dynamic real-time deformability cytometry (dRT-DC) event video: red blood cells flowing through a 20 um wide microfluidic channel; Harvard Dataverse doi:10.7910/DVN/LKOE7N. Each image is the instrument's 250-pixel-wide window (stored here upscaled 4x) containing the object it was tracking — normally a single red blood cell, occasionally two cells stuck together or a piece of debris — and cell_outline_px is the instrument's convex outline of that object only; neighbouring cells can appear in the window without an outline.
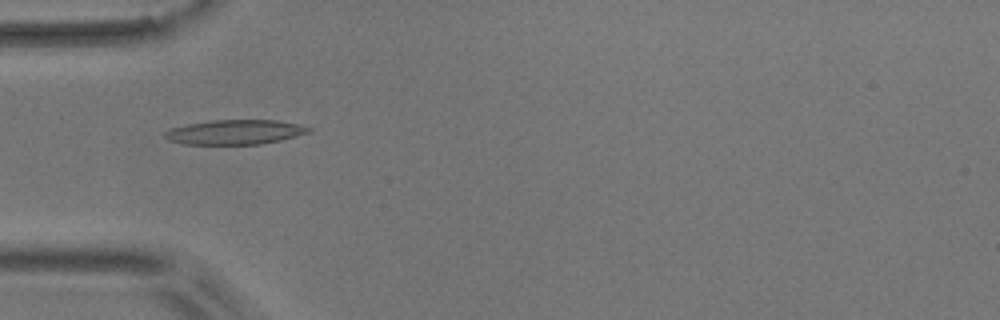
{"species": "common noctule bat (a hibernating species)", "species_latin": "Nyctalus noctula", "temperature_condition": "room temperature", "stored_images_in_passage": 47, "camera_frame_rate_fps": 3000, "um_per_image_px": 0.085, "animal": {"sex": "male", "body_mass_g": 17.9}, "frame": {"image": 1, "passage_image": 10, "time_ms": 3.0, "image_size_px": [1000, 320], "cell_outline_px": [[312, 132], [280, 140], [260, 144], [184, 144], [168, 140], [164, 136], [164, 132], [172, 128], [188, 124], [208, 120], [276, 120], [296, 124], [312, 128]], "centroid_in_image_um": [19.97, 11.23], "position_along_channel_um": 65.0, "area_um2": 20.58}}
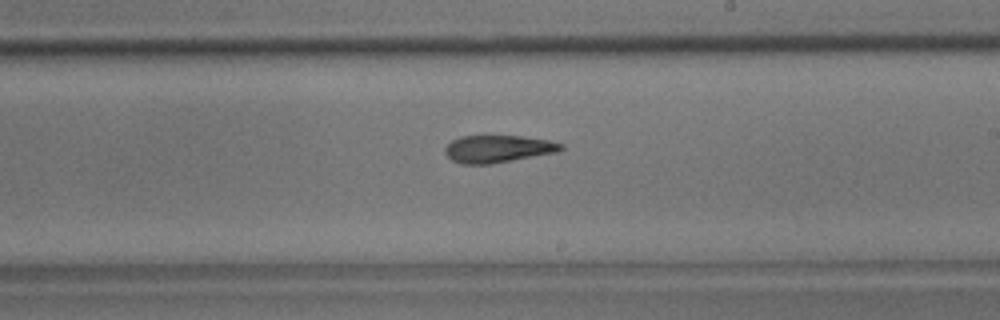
{"frame": {"image": 2, "passage_image": 25, "time_ms": 8.0, "image_size_px": [1000, 320], "cell_outline_px": [[564, 148], [560, 152], [492, 164], [460, 164], [452, 160], [444, 152], [444, 148], [452, 140], [460, 136], [520, 136], [548, 140], [564, 144]], "centroid_in_image_um": [42.35, 12.66], "position_along_channel_um": 246.7, "area_um2": 18.67}}
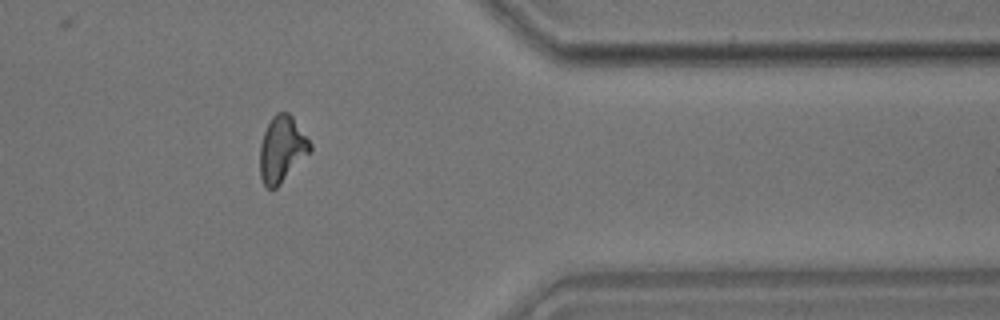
{"frame": {"image": 3, "passage_image": 38, "time_ms": 12.333, "image_size_px": [1000, 320], "cell_outline_px": [[312, 152], [276, 188], [268, 188], [264, 184], [260, 176], [260, 144], [264, 132], [272, 116], [276, 112], [288, 112], [292, 116], [312, 144]], "centroid_in_image_um": [23.98, 12.68], "position_along_channel_um": 387.4, "area_um2": 19.42}}